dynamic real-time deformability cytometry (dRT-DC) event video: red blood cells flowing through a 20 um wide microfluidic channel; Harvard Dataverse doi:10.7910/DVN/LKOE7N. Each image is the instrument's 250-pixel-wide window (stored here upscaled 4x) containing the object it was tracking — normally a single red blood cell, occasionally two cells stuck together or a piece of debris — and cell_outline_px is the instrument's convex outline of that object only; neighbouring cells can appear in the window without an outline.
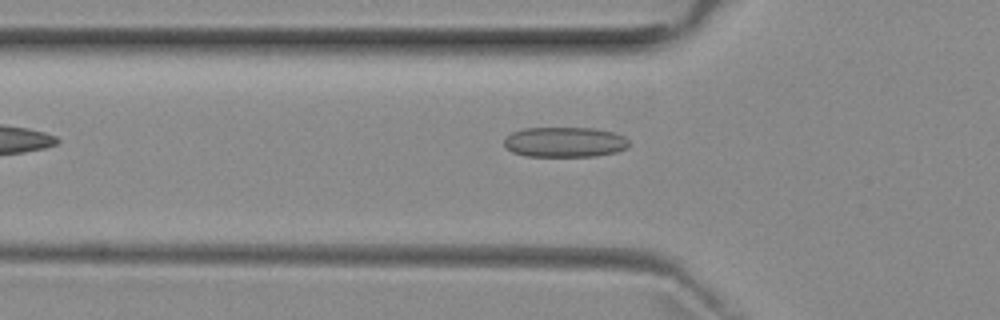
{"species": "common noctule bat (a hibernating species)", "species_latin": "Nyctalus noctula", "temperature_condition": "room temperature", "stored_images_in_passage": 3, "camera_frame_rate_fps": 3000, "um_per_image_px": 0.085, "animal": {"sex": "female", "body_mass_g": 29.2, "forearm_length_mm": 56.3}, "frame": {"image": 1, "passage_image": 3, "time_ms": 2.333, "image_size_px": [1000, 320], "cell_outline_px": [[628, 148], [616, 152], [596, 156], [524, 156], [512, 152], [504, 144], [504, 140], [512, 132], [524, 128], [592, 128], [612, 132], [624, 136], [628, 140]], "centroid_in_image_um": [48.01, 12.08], "position_along_channel_um": 77.8, "area_um2": 21.91}}